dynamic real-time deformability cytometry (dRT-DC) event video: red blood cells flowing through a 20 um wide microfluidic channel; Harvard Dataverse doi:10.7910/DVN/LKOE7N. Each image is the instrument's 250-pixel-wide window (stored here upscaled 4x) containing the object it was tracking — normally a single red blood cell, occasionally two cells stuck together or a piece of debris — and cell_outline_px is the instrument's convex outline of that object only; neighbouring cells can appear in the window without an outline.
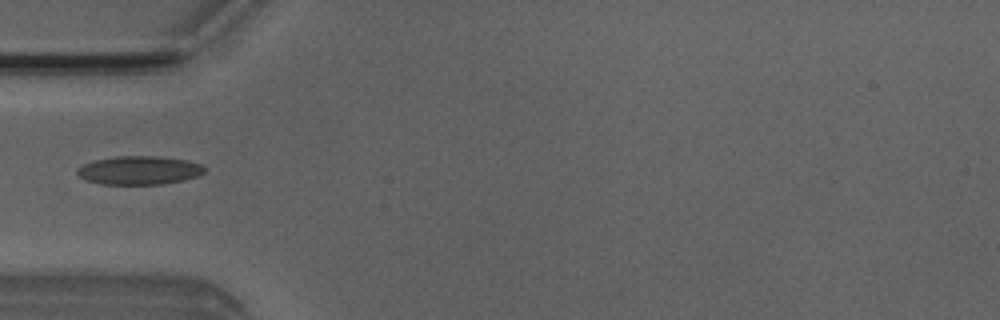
{"species": "Egyptian fruit bat (a non-hibernating species)", "species_latin": "Rousettus aegyptiacus", "temperature_condition": "room temperature", "stored_images_in_passage": 4, "camera_frame_rate_fps": 3000, "um_per_image_px": 0.085, "animal": {"sex": "male"}, "frame": {"image": 1, "passage_image": 4, "time_ms": 4.333, "image_size_px": [1000, 320], "cell_outline_px": [[208, 168], [200, 176], [184, 180], [164, 184], [100, 184], [84, 180], [76, 172], [76, 168], [84, 164], [96, 160], [116, 156], [156, 156], [188, 160], [200, 164]], "centroid_in_image_um": [11.86, 14.48], "position_along_channel_um": 73.1, "area_um2": 21.39}}